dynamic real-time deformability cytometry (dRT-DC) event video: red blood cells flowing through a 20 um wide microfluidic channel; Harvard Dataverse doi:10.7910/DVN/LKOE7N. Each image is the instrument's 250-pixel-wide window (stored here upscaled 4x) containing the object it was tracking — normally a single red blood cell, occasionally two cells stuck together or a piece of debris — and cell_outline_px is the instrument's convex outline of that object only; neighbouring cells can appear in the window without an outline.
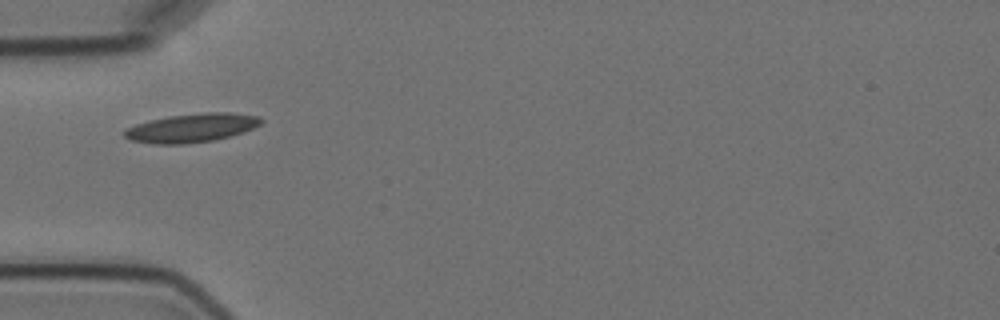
{"species": "Egyptian fruit bat (a non-hibernating species)", "species_latin": "Rousettus aegyptiacus", "temperature_condition": "cold", "stored_images_in_passage": 7, "camera_frame_rate_fps": 3000, "um_per_image_px": 0.085, "animal": {"sex": "female"}, "frame": {"image": 1, "passage_image": 1, "time_ms": 0.0, "image_size_px": [1000, 320], "cell_outline_px": [[264, 120], [260, 124], [244, 132], [212, 140], [184, 144], [156, 144], [132, 140], [124, 136], [124, 132], [128, 128], [136, 124], [148, 120], [168, 116], [208, 112], [228, 112], [260, 116]], "centroid_in_image_um": [16.31, 10.86], "position_along_channel_um": 68.7, "area_um2": 22.66}}
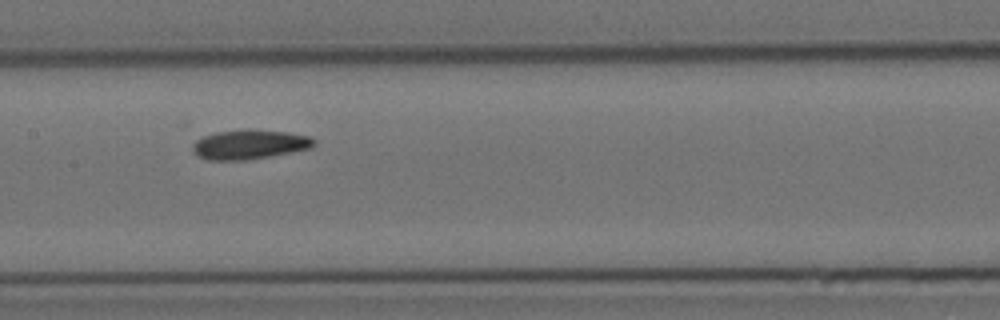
{"frame": {"image": 2, "passage_image": 4, "time_ms": 3.333, "image_size_px": [1000, 320], "cell_outline_px": [[316, 144], [312, 148], [248, 160], [208, 160], [196, 156], [192, 152], [192, 144], [196, 140], [204, 136], [216, 132], [248, 128], [288, 132], [308, 136], [316, 140]], "centroid_in_image_um": [21.19, 12.27], "position_along_channel_um": 186.2, "area_um2": 21.15}}
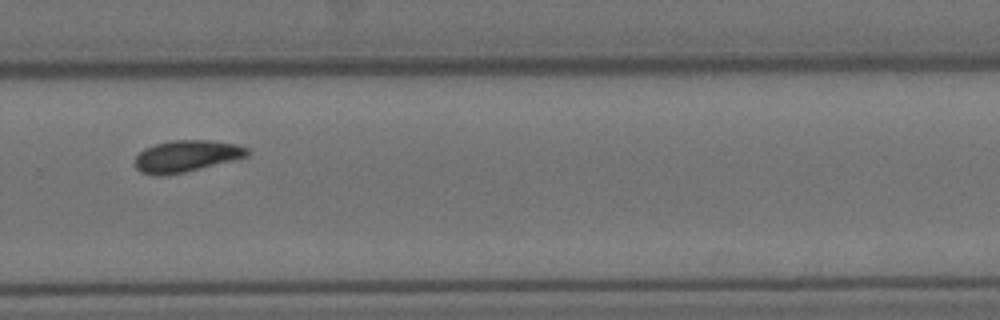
{"frame": {"image": 3, "passage_image": 7, "time_ms": 7.0, "image_size_px": [1000, 320], "cell_outline_px": [[248, 156], [184, 172], [156, 176], [152, 176], [140, 172], [136, 168], [136, 156], [144, 148], [156, 144], [172, 140], [208, 140], [236, 144], [248, 148]], "centroid_in_image_um": [15.81, 13.27], "position_along_channel_um": 314.0, "area_um2": 20.46}}